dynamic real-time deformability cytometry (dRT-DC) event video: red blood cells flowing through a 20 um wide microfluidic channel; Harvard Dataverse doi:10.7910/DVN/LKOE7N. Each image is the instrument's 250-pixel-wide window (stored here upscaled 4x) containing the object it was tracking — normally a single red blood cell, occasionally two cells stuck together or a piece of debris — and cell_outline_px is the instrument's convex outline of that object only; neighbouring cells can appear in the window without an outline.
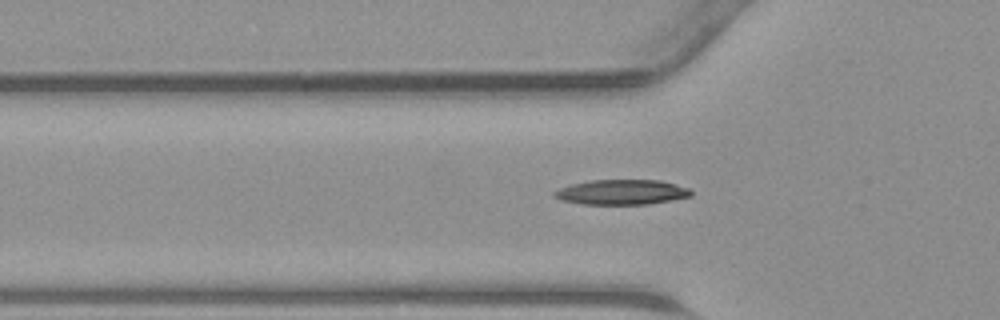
{"species": "common noctule bat (a hibernating species)", "species_latin": "Nyctalus noctula", "temperature_condition": "warm", "stored_images_in_passage": 40, "camera_frame_rate_fps": 3000, "um_per_image_px": 0.085, "animal": {"sex": "male", "body_mass_g": 23.1, "forearm_length_mm": 52.7}, "frame": {"image": 1, "passage_image": 13, "time_ms": 4.0, "image_size_px": [1000, 320], "cell_outline_px": [[692, 196], [648, 204], [584, 204], [560, 200], [552, 196], [552, 192], [560, 188], [572, 184], [592, 180], [660, 180], [676, 184], [688, 188], [692, 192]], "centroid_in_image_um": [52.82, 16.33], "position_along_channel_um": 73.0, "area_um2": 19.88}}
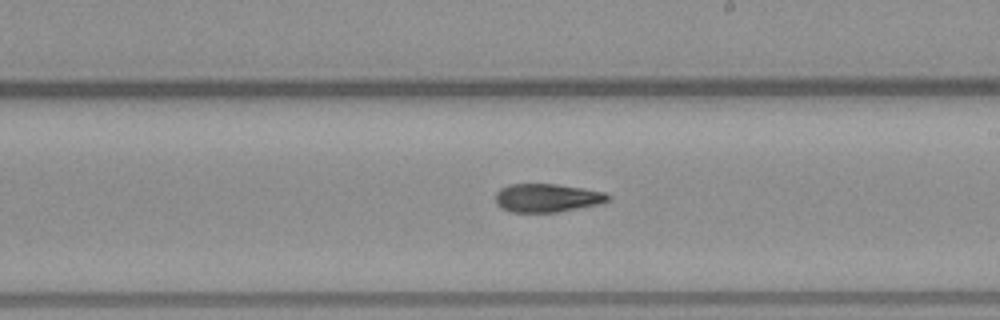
{"frame": {"image": 2, "passage_image": 24, "time_ms": 7.667, "image_size_px": [1000, 320], "cell_outline_px": [[612, 196], [608, 200], [600, 204], [556, 212], [512, 212], [500, 208], [496, 204], [496, 192], [500, 188], [508, 184], [556, 184], [584, 188], [604, 192]], "centroid_in_image_um": [46.49, 16.81], "position_along_channel_um": 242.5, "area_um2": 18.73}}
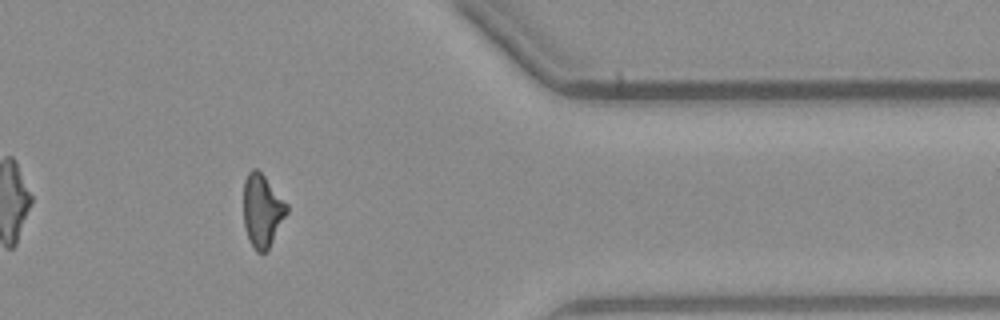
{"frame": {"image": 3, "passage_image": 35, "time_ms": 11.333, "image_size_px": [1000, 320], "cell_outline_px": [[288, 212], [268, 248], [264, 252], [256, 252], [248, 240], [244, 224], [244, 180], [248, 172], [252, 168], [256, 168], [264, 176], [288, 204]], "centroid_in_image_um": [22.28, 17.89], "position_along_channel_um": 389.1, "area_um2": 18.21}}